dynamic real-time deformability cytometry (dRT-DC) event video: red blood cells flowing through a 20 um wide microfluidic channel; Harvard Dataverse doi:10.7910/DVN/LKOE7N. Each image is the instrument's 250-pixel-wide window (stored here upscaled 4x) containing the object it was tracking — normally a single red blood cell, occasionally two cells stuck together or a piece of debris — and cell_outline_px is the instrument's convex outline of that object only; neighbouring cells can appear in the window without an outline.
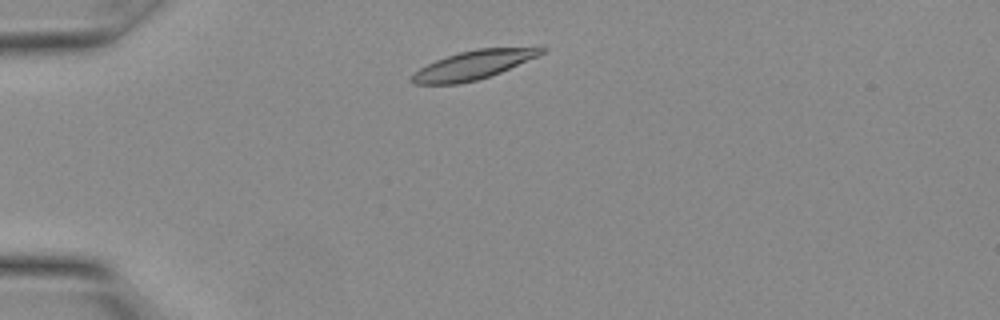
{"species": "Egyptian fruit bat (a non-hibernating species)", "species_latin": "Rousettus aegyptiacus", "temperature_condition": "warm", "stored_images_in_passage": 10, "camera_frame_rate_fps": 3000, "um_per_image_px": 0.085, "animal": {"sex": "female"}, "frame": {"image": 1, "passage_image": 1, "time_ms": 0.0, "image_size_px": [1000, 320], "cell_outline_px": [[548, 48], [544, 52], [536, 56], [492, 76], [476, 80], [456, 84], [412, 84], [412, 76], [420, 68], [436, 60], [460, 52], [476, 48], [540, 44]], "centroid_in_image_um": [40.39, 5.46], "position_along_channel_um": 44.6, "area_um2": 22.14}}
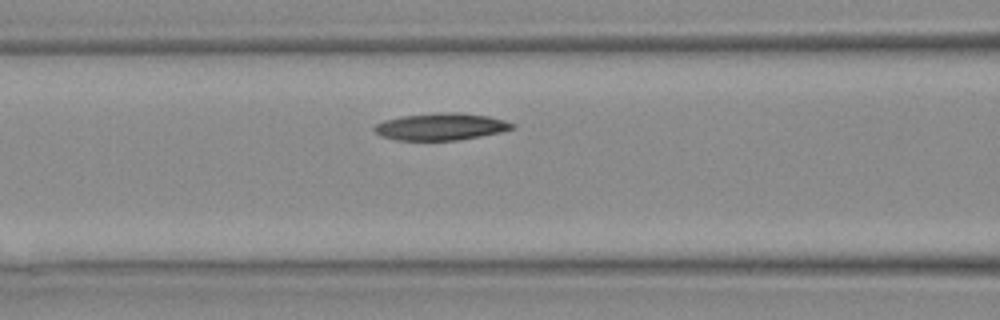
{"frame": {"image": 2, "passage_image": 6, "time_ms": 1.667, "image_size_px": [1000, 320], "cell_outline_px": [[516, 128], [500, 132], [480, 136], [456, 140], [396, 140], [380, 136], [372, 128], [376, 124], [384, 120], [400, 116], [436, 112], [460, 112], [488, 116], [504, 120], [516, 124]], "centroid_in_image_um": [37.47, 10.75], "position_along_channel_um": 129.1, "area_um2": 21.91}}
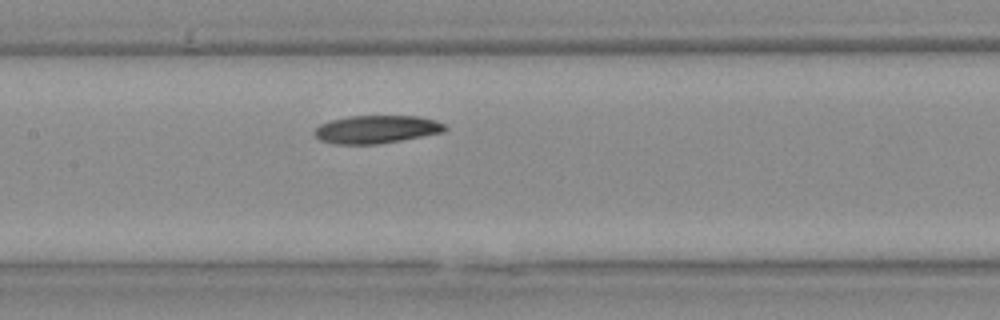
{"frame": {"image": 3, "passage_image": 8, "time_ms": 2.333, "image_size_px": [1000, 320], "cell_outline_px": [[448, 128], [444, 132], [400, 140], [376, 144], [332, 144], [320, 140], [312, 132], [320, 124], [332, 120], [348, 116], [420, 116], [436, 120], [444, 124]], "centroid_in_image_um": [32.0, 10.99], "position_along_channel_um": 175.4, "area_um2": 21.27}}